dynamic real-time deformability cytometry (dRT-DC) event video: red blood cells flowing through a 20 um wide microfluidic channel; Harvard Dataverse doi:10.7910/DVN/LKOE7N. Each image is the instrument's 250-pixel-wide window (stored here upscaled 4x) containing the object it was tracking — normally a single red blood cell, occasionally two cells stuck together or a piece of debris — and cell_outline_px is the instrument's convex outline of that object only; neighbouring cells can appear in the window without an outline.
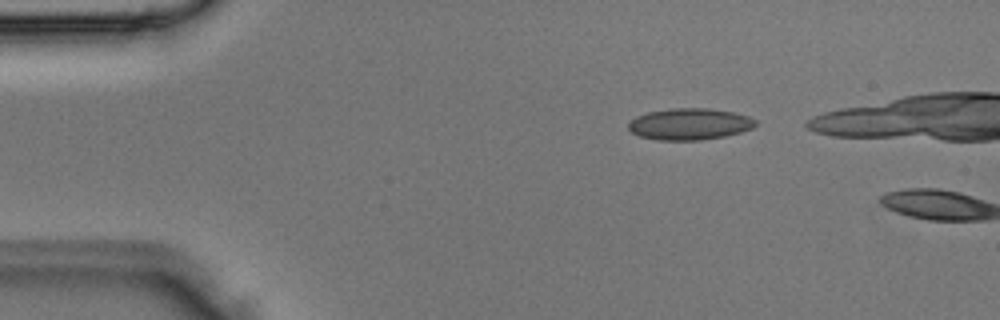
{"species": "Egyptian fruit bat (a non-hibernating species)", "species_latin": "Rousettus aegyptiacus", "temperature_condition": "room temperature", "stored_images_in_passage": 2, "camera_frame_rate_fps": 3000, "um_per_image_px": 0.085, "animal": {"sex": "male"}, "frame": {"image": 1, "passage_image": 1, "time_ms": 0.0, "image_size_px": [1000, 320], "cell_outline_px": [[756, 124], [752, 128], [740, 132], [724, 136], [700, 140], [656, 140], [640, 136], [632, 132], [628, 128], [628, 124], [636, 116], [648, 112], [672, 108], [708, 108], [732, 112], [748, 116], [756, 120]], "centroid_in_image_um": [58.6, 10.54], "position_along_channel_um": 26.4, "area_um2": 23.24}}